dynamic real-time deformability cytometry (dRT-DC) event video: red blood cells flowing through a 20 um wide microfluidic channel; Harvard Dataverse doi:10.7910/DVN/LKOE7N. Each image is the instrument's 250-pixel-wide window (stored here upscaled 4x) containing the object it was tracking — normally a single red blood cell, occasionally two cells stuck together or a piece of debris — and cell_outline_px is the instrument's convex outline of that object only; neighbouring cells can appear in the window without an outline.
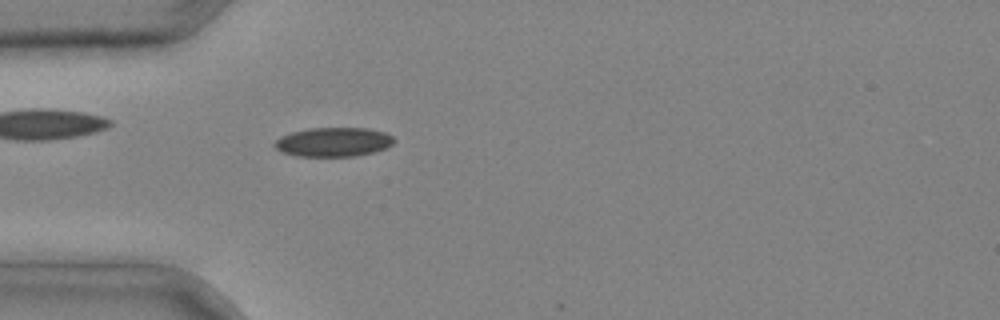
{"species": "common noctule bat (a hibernating species)", "species_latin": "Nyctalus noctula", "temperature_condition": "cold", "stored_images_in_passage": 3, "camera_frame_rate_fps": 3000, "um_per_image_px": 0.085, "animal": {"sex": "male", "body_mass_g": 20.4}, "frame": {"image": 1, "passage_image": 3, "time_ms": 0.667, "image_size_px": [1000, 320], "cell_outline_px": [[396, 140], [392, 144], [384, 148], [372, 152], [356, 156], [296, 156], [280, 152], [272, 144], [280, 136], [292, 132], [308, 128], [368, 128], [384, 132], [392, 136]], "centroid_in_image_um": [28.31, 12.07], "position_along_channel_um": 56.7, "area_um2": 20.35}}